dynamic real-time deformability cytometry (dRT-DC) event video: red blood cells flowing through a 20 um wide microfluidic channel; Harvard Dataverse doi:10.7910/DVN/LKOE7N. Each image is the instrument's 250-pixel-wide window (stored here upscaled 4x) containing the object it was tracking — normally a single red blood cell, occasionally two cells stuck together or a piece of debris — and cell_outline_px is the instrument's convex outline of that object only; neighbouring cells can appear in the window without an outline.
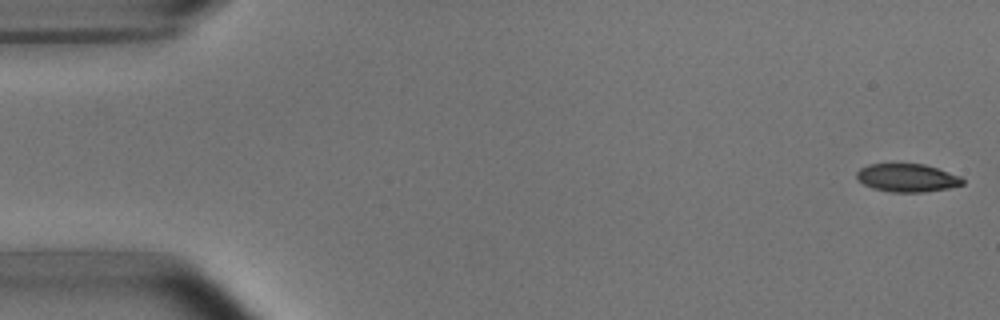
{"species": "common noctule bat (a hibernating species)", "species_latin": "Nyctalus noctula", "temperature_condition": "room temperature", "stored_images_in_passage": 5, "segment_of_instrument_passage": [1, 2], "camera_frame_rate_fps": 3000, "um_per_image_px": 0.085, "animal": {"sex": "male", "body_mass_g": 15.6}, "frame": {"image": 1, "passage_image": 1, "time_ms": 0.0, "image_size_px": [1000, 320], "cell_outline_px": [[964, 184], [948, 188], [924, 192], [892, 192], [872, 188], [864, 184], [856, 176], [856, 172], [860, 168], [868, 164], [924, 164], [960, 176], [964, 180]], "centroid_in_image_um": [77.1, 15.12], "position_along_channel_um": 7.9, "area_um2": 17.22}}